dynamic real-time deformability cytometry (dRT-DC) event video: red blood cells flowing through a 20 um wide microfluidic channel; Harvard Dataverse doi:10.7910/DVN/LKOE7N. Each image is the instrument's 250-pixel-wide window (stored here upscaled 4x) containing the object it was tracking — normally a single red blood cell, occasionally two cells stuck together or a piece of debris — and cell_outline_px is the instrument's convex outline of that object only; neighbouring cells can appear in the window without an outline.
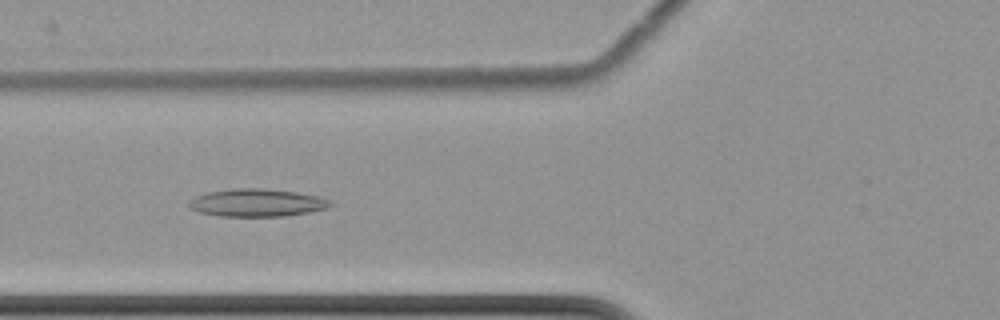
{"species": "common noctule bat (a hibernating species)", "species_latin": "Nyctalus noctula", "temperature_condition": "cold", "stored_images_in_passage": 10, "camera_frame_rate_fps": 3000, "um_per_image_px": 0.085, "animal": {"sex": "female", "body_mass_g": 22.7, "forearm_length_mm": 54.2}, "frame": {"image": 1, "passage_image": 6, "time_ms": 8.0, "image_size_px": [1000, 320], "cell_outline_px": [[336, 204], [328, 208], [308, 212], [284, 216], [216, 216], [200, 212], [188, 208], [188, 200], [196, 196], [208, 192], [232, 188], [260, 188], [296, 192], [316, 196], [328, 200]], "centroid_in_image_um": [21.8, 17.23], "position_along_channel_um": 104.0, "area_um2": 22.89}}
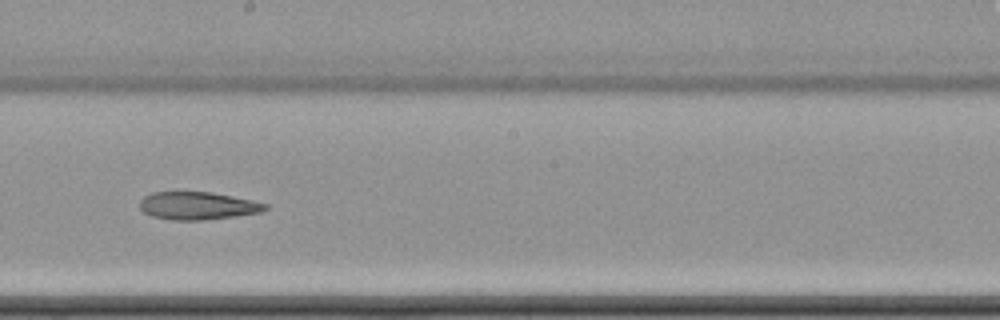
{"frame": {"image": 2, "passage_image": 9, "time_ms": 11.667, "image_size_px": [1000, 320], "cell_outline_px": [[268, 208], [260, 212], [236, 216], [204, 220], [172, 220], [152, 216], [144, 212], [140, 208], [140, 200], [144, 196], [152, 192], [212, 192], [252, 200], [268, 204]], "centroid_in_image_um": [16.8, 17.49], "position_along_channel_um": 231.4, "area_um2": 20.29}}
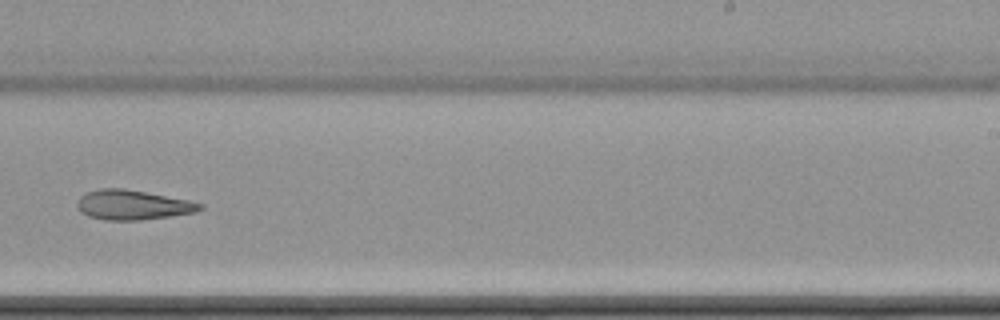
{"frame": {"image": 3, "passage_image": 10, "time_ms": 13.0, "image_size_px": [1000, 320], "cell_outline_px": [[204, 208], [196, 212], [140, 220], [104, 220], [88, 216], [80, 212], [76, 204], [80, 196], [84, 192], [100, 188], [124, 188], [188, 200], [204, 204]], "centroid_in_image_um": [11.24, 17.41], "position_along_channel_um": 277.8, "area_um2": 21.33}}